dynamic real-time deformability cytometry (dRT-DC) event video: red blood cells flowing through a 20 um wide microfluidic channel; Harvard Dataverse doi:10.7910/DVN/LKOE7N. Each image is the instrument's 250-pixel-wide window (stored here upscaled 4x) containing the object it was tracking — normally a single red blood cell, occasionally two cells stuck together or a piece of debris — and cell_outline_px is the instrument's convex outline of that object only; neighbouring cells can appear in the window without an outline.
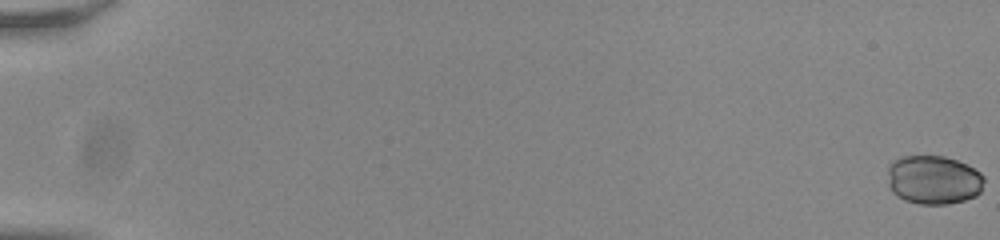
{"species": "common noctule bat (a hibernating species)", "species_latin": "Nyctalus noctula", "temperature_condition": "room temperature", "stored_images_in_passage": 17, "camera_frame_rate_fps": 3000, "um_per_image_px": 0.085, "animal": {"sex": "male", "body_mass_g": 20.0, "forearm_length_mm": 53.3}, "frame": {"image": 1, "passage_image": 1, "time_ms": 0.0, "image_size_px": [1000, 240], "cell_outline_px": [[984, 180], [980, 192], [976, 196], [964, 200], [948, 204], [920, 204], [904, 200], [896, 196], [892, 192], [888, 184], [888, 164], [904, 156], [944, 156], [968, 164], [980, 172], [984, 176]], "centroid_in_image_um": [79.35, 15.29], "position_along_channel_um": 5.6, "area_um2": 27.69}}